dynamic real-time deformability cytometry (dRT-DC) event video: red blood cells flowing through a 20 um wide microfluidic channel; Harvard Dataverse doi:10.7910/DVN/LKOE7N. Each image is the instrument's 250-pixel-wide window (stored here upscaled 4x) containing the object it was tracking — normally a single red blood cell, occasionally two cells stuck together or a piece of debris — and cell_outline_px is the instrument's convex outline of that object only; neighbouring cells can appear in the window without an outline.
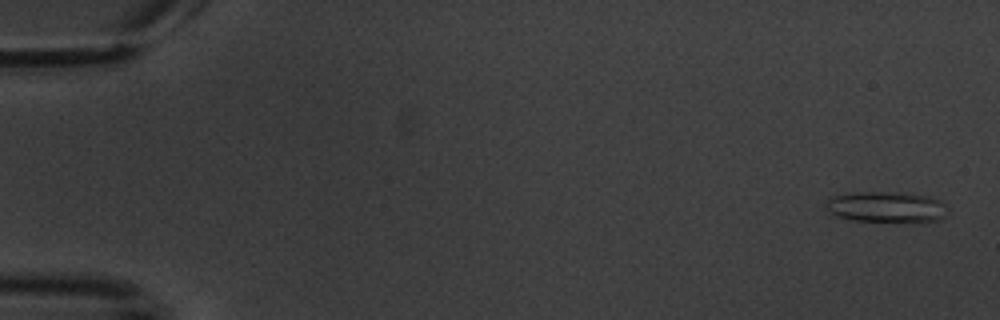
{"species": "common noctule bat (a hibernating species)", "species_latin": "Nyctalus noctula", "temperature_condition": "warm", "stored_images_in_passage": 11, "camera_frame_rate_fps": 3000, "um_per_image_px": 0.085, "animal": {"sex": "male", "body_mass_g": 20.1, "forearm_length_mm": 53.5}, "frame": {"image": 1, "passage_image": 1, "time_ms": 0.0, "image_size_px": [1000, 320], "cell_outline_px": [[944, 216], [940, 220], [920, 224], [856, 220], [836, 216], [824, 204], [828, 200], [844, 192], [900, 192], [928, 196], [940, 200], [944, 204]], "centroid_in_image_um": [75.39, 17.62], "position_along_channel_um": 9.6, "area_um2": 22.31}}
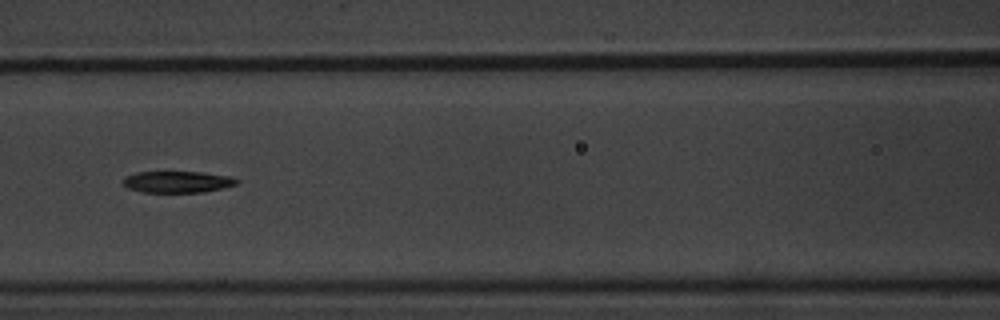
{"frame": {"image": 2, "passage_image": 7, "time_ms": 8.333, "image_size_px": [1000, 320], "cell_outline_px": [[240, 180], [236, 184], [224, 188], [204, 192], [144, 192], [128, 188], [124, 184], [124, 176], [136, 172], [200, 172], [228, 176]], "centroid_in_image_um": [15.09, 15.46], "position_along_channel_um": 151.5, "area_um2": 14.16}}
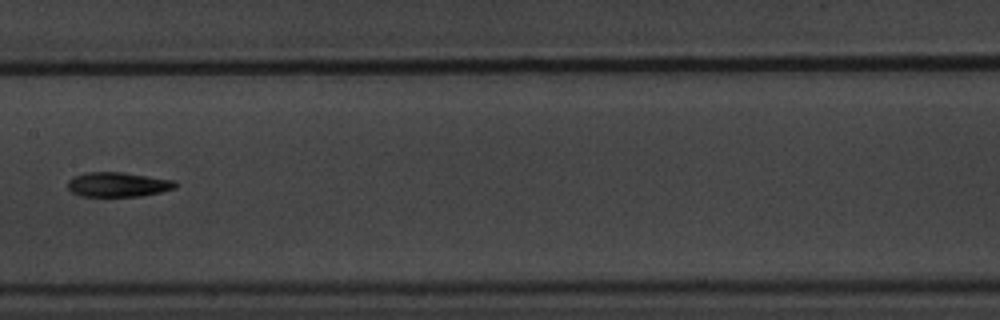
{"frame": {"image": 3, "passage_image": 8, "time_ms": 9.667, "image_size_px": [1000, 320], "cell_outline_px": [[176, 188], [160, 192], [140, 196], [80, 196], [72, 192], [68, 188], [68, 180], [72, 176], [84, 172], [120, 172], [176, 180]], "centroid_in_image_um": [10.0, 15.68], "position_along_channel_um": 197.4, "area_um2": 15.49}}